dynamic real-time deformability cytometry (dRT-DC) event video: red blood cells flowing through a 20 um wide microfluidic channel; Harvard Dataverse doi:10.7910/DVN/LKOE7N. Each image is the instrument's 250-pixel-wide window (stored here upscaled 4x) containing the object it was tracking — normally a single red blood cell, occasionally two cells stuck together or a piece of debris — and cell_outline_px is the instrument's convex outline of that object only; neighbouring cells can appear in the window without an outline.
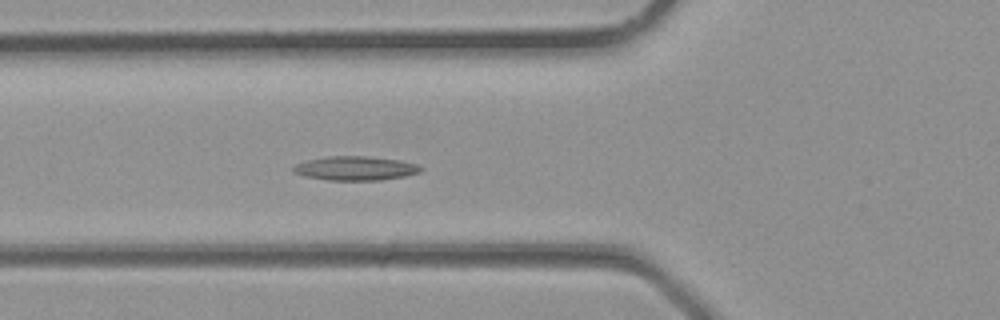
{"species": "common noctule bat (a hibernating species)", "species_latin": "Nyctalus noctula", "temperature_condition": "room temperature", "stored_images_in_passage": 21, "camera_frame_rate_fps": 3000, "um_per_image_px": 0.085, "animal": {"sex": "male", "body_mass_g": 23.1, "forearm_length_mm": 52.7}, "frame": {"image": 1, "passage_image": 2, "time_ms": 0.333, "image_size_px": [1000, 320], "cell_outline_px": [[424, 168], [420, 172], [404, 176], [380, 180], [328, 180], [308, 176], [292, 172], [292, 168], [296, 164], [308, 160], [324, 156], [368, 156], [400, 160], [416, 164]], "centroid_in_image_um": [30.22, 14.29], "position_along_channel_um": 95.6, "area_um2": 17.8}}
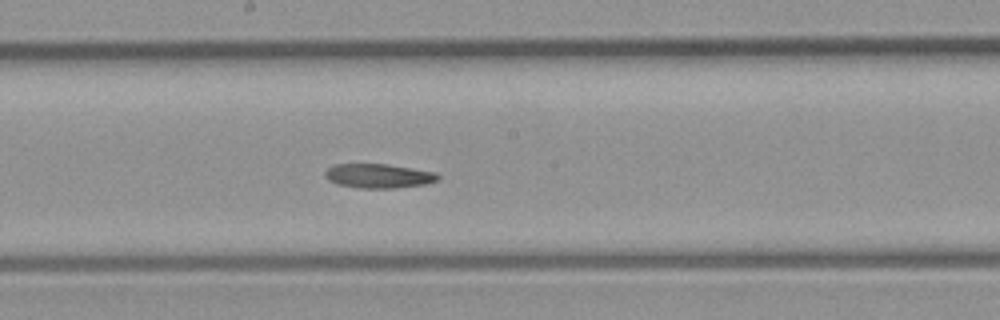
{"frame": {"image": 2, "passage_image": 8, "time_ms": 2.333, "image_size_px": [1000, 320], "cell_outline_px": [[440, 176], [436, 180], [428, 184], [396, 188], [360, 188], [336, 184], [328, 180], [324, 176], [324, 172], [332, 164], [388, 164], [436, 172]], "centroid_in_image_um": [32.16, 14.95], "position_along_channel_um": 216.0, "area_um2": 16.13}}
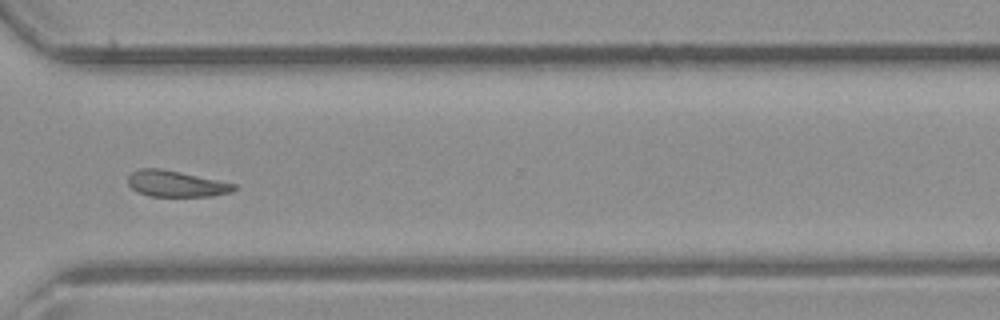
{"frame": {"image": 3, "passage_image": 15, "time_ms": 4.667, "image_size_px": [1000, 320], "cell_outline_px": [[236, 188], [228, 192], [212, 196], [148, 196], [136, 192], [128, 184], [128, 176], [132, 172], [140, 168], [160, 168], [180, 172], [236, 184]], "centroid_in_image_um": [14.9, 15.62], "position_along_channel_um": 355.7, "area_um2": 16.01}}